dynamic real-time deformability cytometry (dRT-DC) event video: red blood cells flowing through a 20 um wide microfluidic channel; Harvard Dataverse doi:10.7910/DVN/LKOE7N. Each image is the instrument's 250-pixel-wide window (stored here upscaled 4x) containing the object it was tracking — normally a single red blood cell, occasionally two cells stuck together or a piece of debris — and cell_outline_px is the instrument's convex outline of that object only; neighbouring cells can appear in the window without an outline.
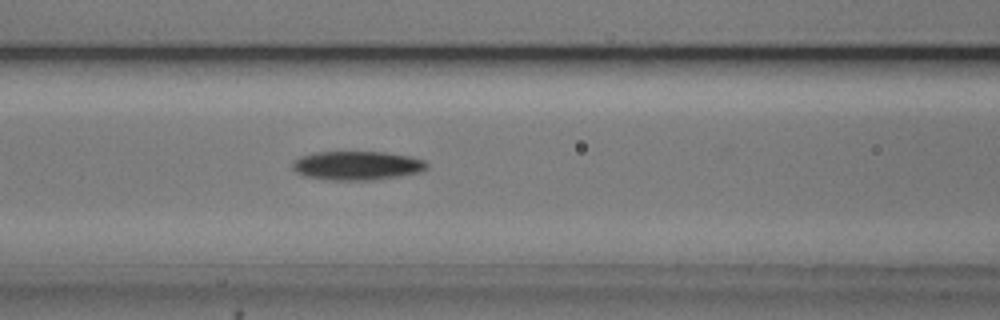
{"species": "common noctule bat (a hibernating species)", "species_latin": "Nyctalus noctula", "temperature_condition": "cold", "stored_images_in_passage": 37, "camera_frame_rate_fps": 3000, "um_per_image_px": 0.085, "animal": {"sex": "male", "body_mass_g": 20.5, "forearm_length_mm": 52.5}, "frame": {"image": 1, "passage_image": 11, "time_ms": 3.333, "image_size_px": [1000, 320], "cell_outline_px": [[428, 168], [420, 172], [400, 176], [372, 180], [328, 180], [304, 176], [296, 172], [292, 168], [292, 164], [300, 156], [316, 152], [384, 152], [412, 156], [424, 160], [428, 164]], "centroid_in_image_um": [30.37, 14.07], "position_along_channel_um": 136.2, "area_um2": 22.77}, "authors_computed_cell_mechanics": {"area_um2": 21.8484, "velocity_mm_per_s": 3.7436, "shape_relaxation_time_tau1_ms": 3.1231, "shape_relaxation_time_tau2_ms": null, "deformation_change_tau1": 0.1088, "deformation_change_tau2": null}}